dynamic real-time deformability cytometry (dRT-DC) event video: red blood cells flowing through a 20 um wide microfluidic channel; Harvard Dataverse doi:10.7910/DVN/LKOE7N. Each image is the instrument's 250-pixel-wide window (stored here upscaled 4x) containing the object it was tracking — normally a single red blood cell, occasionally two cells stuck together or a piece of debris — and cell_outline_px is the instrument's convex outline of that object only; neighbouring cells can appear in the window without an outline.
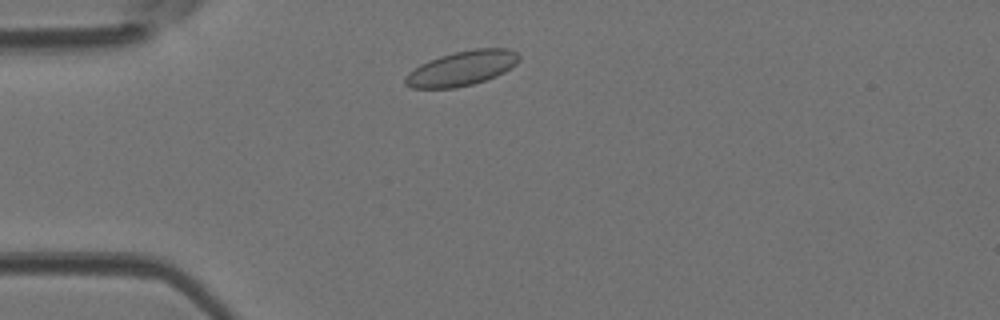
{"species": "Egyptian fruit bat (a non-hibernating species)", "species_latin": "Rousettus aegyptiacus", "temperature_condition": "room temperature", "stored_images_in_passage": 11, "camera_frame_rate_fps": 3000, "um_per_image_px": 0.085, "animal": {"sex": "female"}, "frame": {"image": 1, "passage_image": 4, "time_ms": 1.0, "image_size_px": [1000, 320], "cell_outline_px": [[520, 60], [516, 64], [504, 72], [496, 76], [472, 84], [456, 88], [412, 88], [404, 84], [404, 76], [408, 72], [420, 64], [428, 60], [440, 56], [456, 52], [476, 48], [508, 48], [516, 52], [520, 56]], "centroid_in_image_um": [39.24, 5.81], "position_along_channel_um": 45.8, "area_um2": 23.06}}
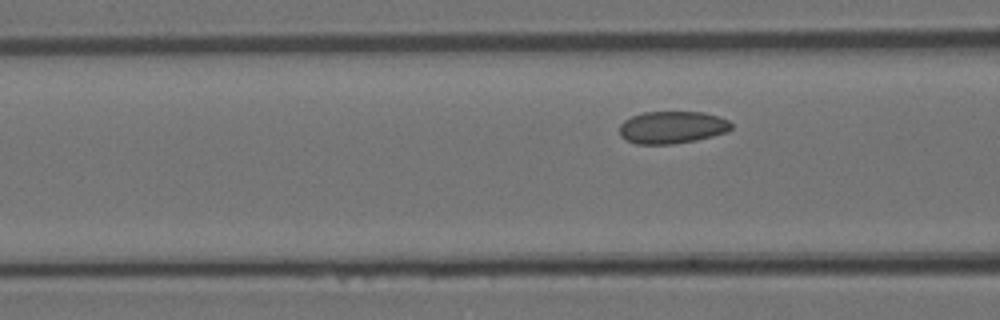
{"frame": {"image": 2, "passage_image": 10, "time_ms": 3.0, "image_size_px": [1000, 320], "cell_outline_px": [[732, 128], [728, 132], [696, 140], [672, 144], [636, 144], [624, 140], [620, 136], [620, 124], [624, 120], [632, 116], [644, 112], [704, 112], [720, 116], [728, 120], [732, 124]], "centroid_in_image_um": [57.13, 10.82], "position_along_channel_um": 109.5, "area_um2": 21.27}}